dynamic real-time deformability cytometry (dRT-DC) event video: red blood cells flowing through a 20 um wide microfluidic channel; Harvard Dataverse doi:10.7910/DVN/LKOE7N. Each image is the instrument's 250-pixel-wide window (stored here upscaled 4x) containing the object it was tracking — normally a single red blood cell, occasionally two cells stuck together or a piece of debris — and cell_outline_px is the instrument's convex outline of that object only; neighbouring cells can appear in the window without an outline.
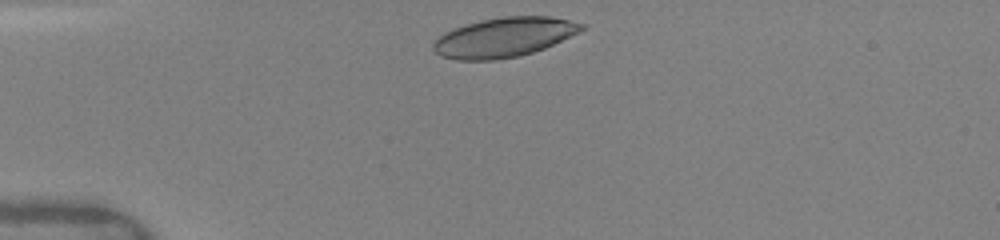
{"species": "human", "species_latin": "Homo sapiens", "temperature_condition": "warm", "stored_images_in_passage": 20, "camera_frame_rate_fps": 3000, "um_per_image_px": 0.085, "donor": {"sex": "female"}, "frame": {"image": 1, "passage_image": 1, "time_ms": 0.0, "image_size_px": [1000, 240], "cell_outline_px": [[588, 24], [580, 32], [544, 48], [520, 56], [496, 60], [456, 60], [440, 56], [432, 48], [432, 44], [444, 32], [452, 28], [480, 20], [504, 16], [552, 16]], "centroid_in_image_um": [42.85, 3.16], "position_along_channel_um": 42.1, "area_um2": 34.39}}
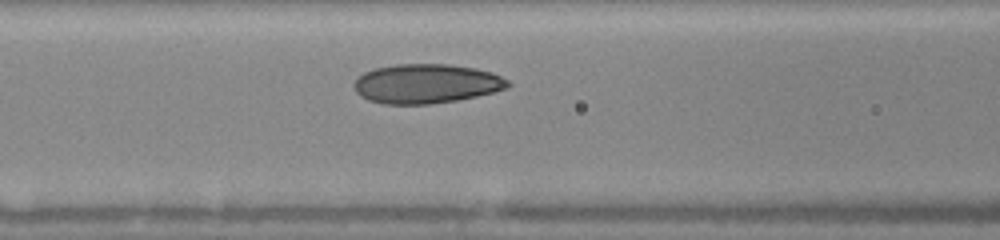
{"frame": {"image": 2, "passage_image": 9, "time_ms": 3.0, "image_size_px": [1000, 240], "cell_outline_px": [[512, 84], [508, 88], [476, 96], [456, 100], [432, 104], [384, 104], [368, 100], [360, 96], [356, 92], [352, 84], [364, 72], [376, 68], [396, 64], [448, 64], [476, 68], [492, 72], [508, 80]], "centroid_in_image_um": [36.23, 7.11], "position_along_channel_um": 130.4, "area_um2": 35.37}}
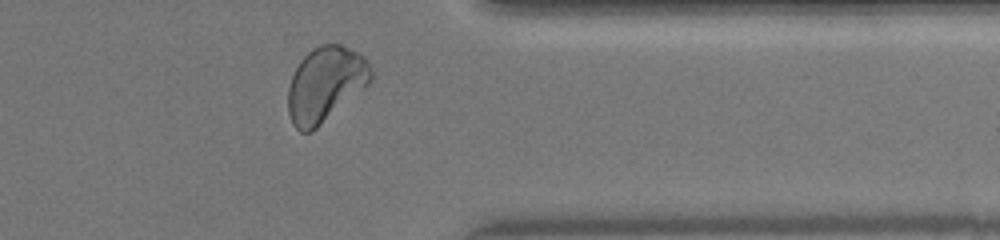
{"frame": {"image": 3, "passage_image": 19, "time_ms": 9.333, "image_size_px": [1000, 240], "cell_outline_px": [[372, 80], [364, 88], [312, 132], [300, 132], [292, 124], [288, 112], [288, 88], [292, 76], [300, 60], [312, 48], [320, 44], [340, 44], [360, 52], [368, 60], [372, 68]], "centroid_in_image_um": [27.67, 7.15], "position_along_channel_um": 383.7, "area_um2": 36.41}, "authors_computed_cell_mechanics": {"area_um2": 34.5933, "velocity_mm_per_s": 4.0885, "shape_relaxation_time_tau1_ms": 3.9615, "shape_relaxation_time_tau2_ms": 1.0927, "deformation_change_tau1": 0.1421, "deformation_change_tau2": 0.056}}